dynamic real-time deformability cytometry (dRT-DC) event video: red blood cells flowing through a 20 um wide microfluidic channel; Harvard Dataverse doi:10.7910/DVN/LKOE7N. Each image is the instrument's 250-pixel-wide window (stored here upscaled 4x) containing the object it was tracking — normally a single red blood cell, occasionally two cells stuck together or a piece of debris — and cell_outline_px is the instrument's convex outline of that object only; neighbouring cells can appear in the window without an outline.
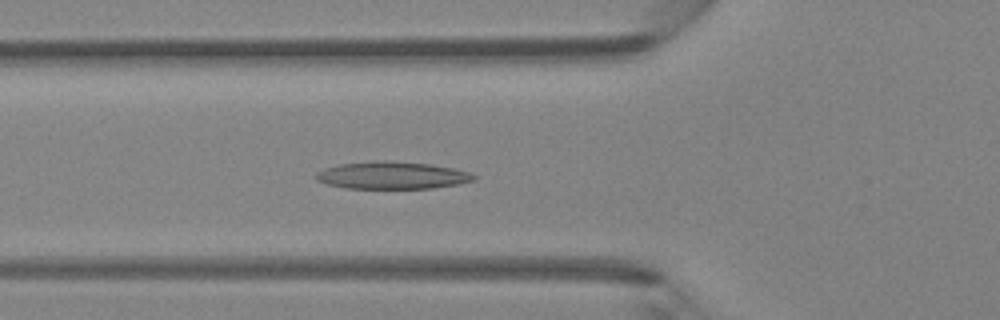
{"species": "Egyptian fruit bat (a non-hibernating species)", "species_latin": "Rousettus aegyptiacus", "temperature_condition": "room temperature", "stored_images_in_passage": 44, "camera_frame_rate_fps": 3000, "um_per_image_px": 0.085, "animal": {"sex": "female"}, "frame": {"image": 1, "passage_image": 15, "time_ms": 4.667, "image_size_px": [1000, 320], "cell_outline_px": [[476, 176], [472, 180], [456, 184], [432, 188], [344, 188], [324, 184], [316, 180], [316, 172], [324, 168], [340, 164], [376, 160], [388, 160], [428, 164], [452, 168], [472, 172]], "centroid_in_image_um": [33.26, 14.9], "position_along_channel_um": 92.5, "area_um2": 25.14}}
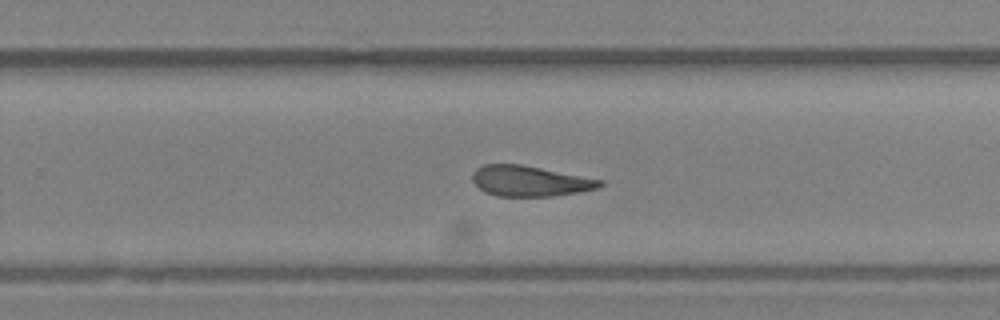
{"frame": {"image": 2, "passage_image": 28, "time_ms": 9.0, "image_size_px": [1000, 320], "cell_outline_px": [[604, 184], [600, 188], [580, 192], [552, 196], [496, 196], [484, 192], [472, 180], [472, 172], [476, 168], [484, 164], [520, 164], [604, 180]], "centroid_in_image_um": [45.05, 15.39], "position_along_channel_um": 284.8, "area_um2": 22.77}}
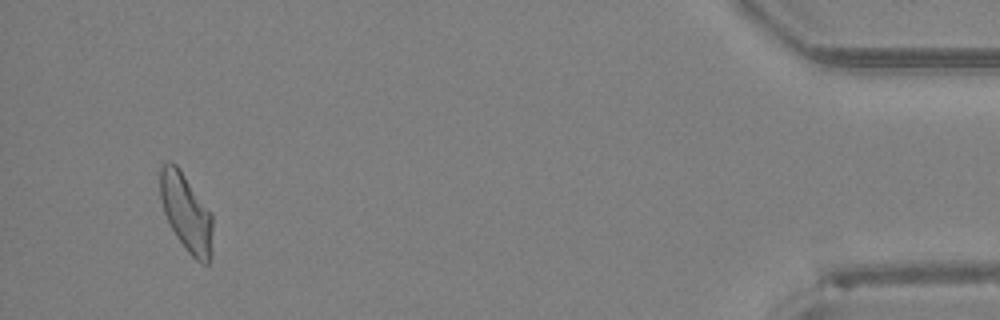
{"frame": {"image": 3, "passage_image": 42, "time_ms": 13.667, "image_size_px": [1000, 320], "cell_outline_px": [[212, 256], [208, 264], [204, 264], [196, 260], [188, 252], [176, 236], [164, 212], [160, 200], [160, 168], [168, 160], [176, 164], [180, 168], [212, 212]], "centroid_in_image_um": [15.85, 18.06], "position_along_channel_um": 419.4, "area_um2": 24.04}}